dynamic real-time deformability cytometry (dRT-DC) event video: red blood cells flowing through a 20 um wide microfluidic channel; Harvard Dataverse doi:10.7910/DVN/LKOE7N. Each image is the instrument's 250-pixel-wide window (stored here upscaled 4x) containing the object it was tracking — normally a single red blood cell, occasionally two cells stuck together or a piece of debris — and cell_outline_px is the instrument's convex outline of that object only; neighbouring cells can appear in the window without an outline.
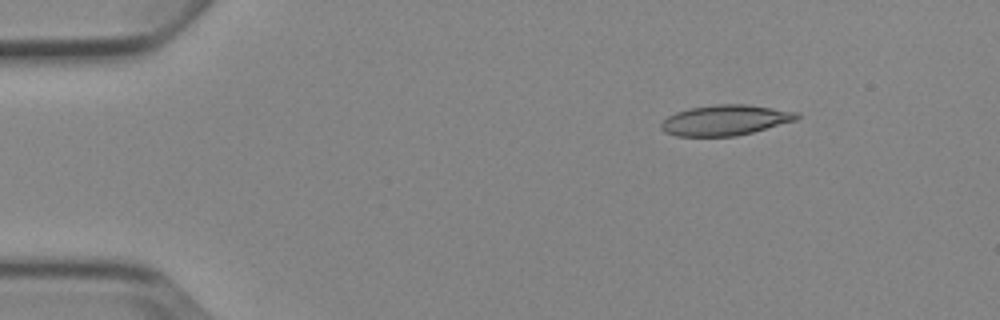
{"species": "Egyptian fruit bat (a non-hibernating species)", "species_latin": "Rousettus aegyptiacus", "temperature_condition": "cold", "stored_images_in_passage": 8, "camera_frame_rate_fps": 3000, "um_per_image_px": 0.085, "animal": {"sex": "female"}, "frame": {"image": 1, "passage_image": 2, "time_ms": 1.333, "image_size_px": [1000, 320], "cell_outline_px": [[800, 116], [796, 120], [752, 132], [736, 136], [676, 136], [664, 132], [660, 128], [660, 124], [668, 116], [676, 112], [688, 108], [716, 104], [748, 104], [796, 112]], "centroid_in_image_um": [61.6, 10.21], "position_along_channel_um": 23.4, "area_um2": 23.99}}
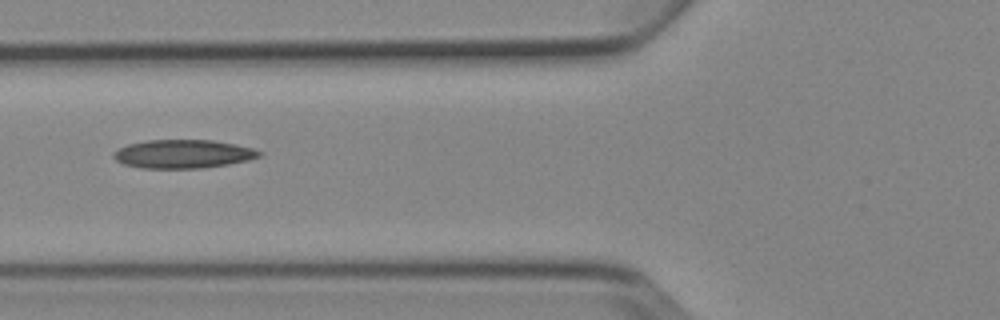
{"frame": {"image": 2, "passage_image": 5, "time_ms": 5.667, "image_size_px": [1000, 320], "cell_outline_px": [[264, 152], [260, 156], [248, 160], [228, 164], [204, 168], [140, 168], [124, 164], [116, 160], [112, 156], [112, 152], [128, 144], [148, 140], [212, 140], [252, 148]], "centroid_in_image_um": [15.54, 13.09], "position_along_channel_um": 110.3, "area_um2": 24.16}}
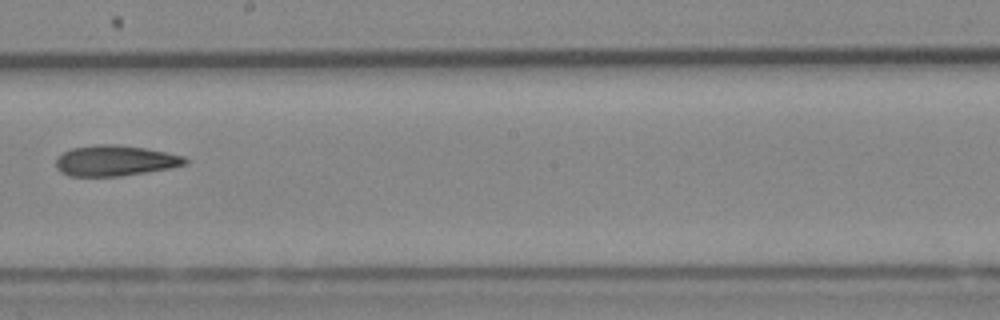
{"frame": {"image": 3, "passage_image": 8, "time_ms": 9.0, "image_size_px": [1000, 320], "cell_outline_px": [[188, 160], [184, 164], [168, 168], [120, 176], [72, 176], [60, 172], [56, 168], [56, 160], [64, 152], [72, 148], [96, 144], [116, 144], [144, 148], [184, 156]], "centroid_in_image_um": [9.74, 13.65], "position_along_channel_um": 238.5, "area_um2": 22.72}}